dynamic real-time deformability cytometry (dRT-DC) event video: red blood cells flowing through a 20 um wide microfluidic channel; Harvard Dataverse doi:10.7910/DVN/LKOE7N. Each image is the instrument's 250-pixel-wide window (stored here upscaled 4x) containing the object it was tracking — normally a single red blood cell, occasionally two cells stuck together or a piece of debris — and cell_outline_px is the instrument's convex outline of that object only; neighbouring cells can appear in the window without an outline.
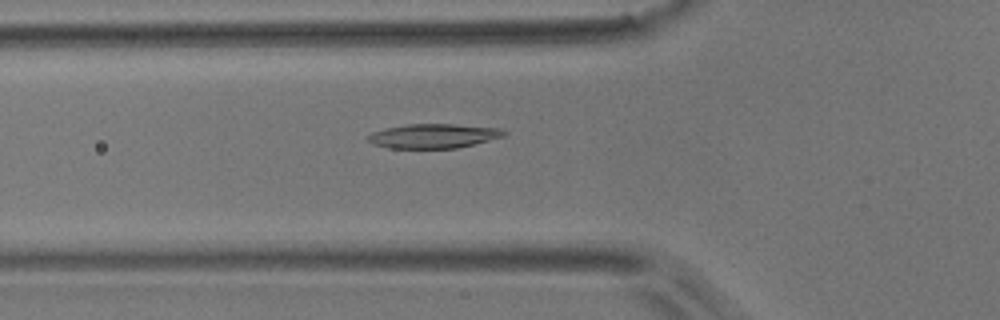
{"species": "common noctule bat (a hibernating species)", "species_latin": "Nyctalus noctula", "temperature_condition": "room temperature", "stored_images_in_passage": 42, "camera_frame_rate_fps": 3000, "um_per_image_px": 0.085, "animal": {"sex": "male", "body_mass_g": 17.9}, "frame": {"image": 1, "passage_image": 7, "time_ms": 2.0, "image_size_px": [1000, 320], "cell_outline_px": [[508, 132], [504, 136], [456, 148], [388, 148], [372, 144], [368, 140], [368, 136], [372, 132], [388, 128], [408, 124], [452, 124], [500, 128]], "centroid_in_image_um": [36.84, 11.56], "position_along_channel_um": 89.0, "area_um2": 19.07}}
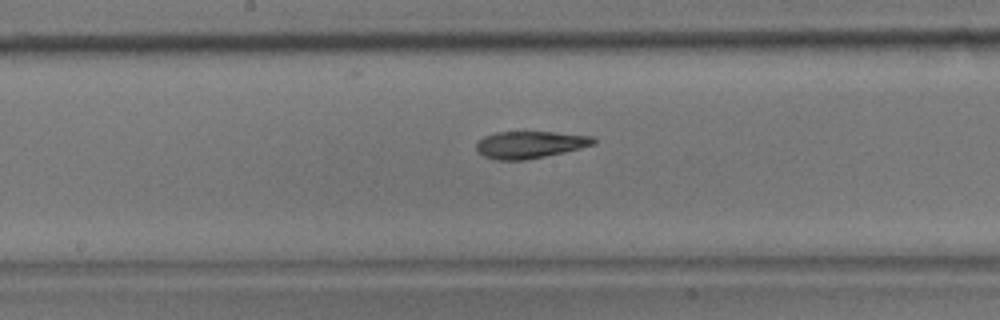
{"frame": {"image": 2, "passage_image": 16, "time_ms": 5.0, "image_size_px": [1000, 320], "cell_outline_px": [[596, 144], [564, 152], [524, 160], [496, 160], [484, 156], [476, 152], [476, 144], [484, 136], [496, 132], [552, 132], [592, 136], [596, 140]], "centroid_in_image_um": [45.02, 12.3], "position_along_channel_um": 203.2, "area_um2": 18.44}}
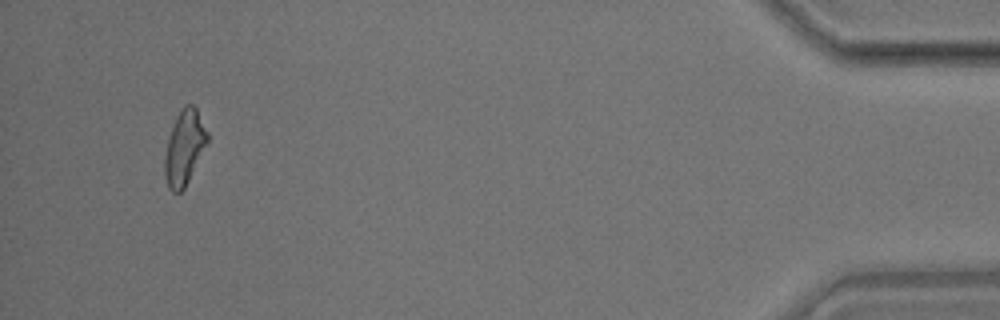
{"frame": {"image": 3, "passage_image": 39, "time_ms": 12.667, "image_size_px": [1000, 320], "cell_outline_px": [[208, 140], [184, 188], [180, 192], [172, 192], [168, 188], [164, 176], [164, 156], [168, 140], [176, 116], [184, 104], [192, 104], [196, 108], [208, 132]], "centroid_in_image_um": [15.65, 12.53], "position_along_channel_um": 419.6, "area_um2": 18.26}, "authors_computed_cell_mechanics": {"area_um2": 18.6405, "velocity_mm_per_s": 3.7814, "shape_relaxation_time_tau1_ms": 5.3501, "shape_relaxation_time_tau2_ms": 10.2391, "deformation_change_tau1": 0.1559, "deformation_change_tau2": 0.1808}}